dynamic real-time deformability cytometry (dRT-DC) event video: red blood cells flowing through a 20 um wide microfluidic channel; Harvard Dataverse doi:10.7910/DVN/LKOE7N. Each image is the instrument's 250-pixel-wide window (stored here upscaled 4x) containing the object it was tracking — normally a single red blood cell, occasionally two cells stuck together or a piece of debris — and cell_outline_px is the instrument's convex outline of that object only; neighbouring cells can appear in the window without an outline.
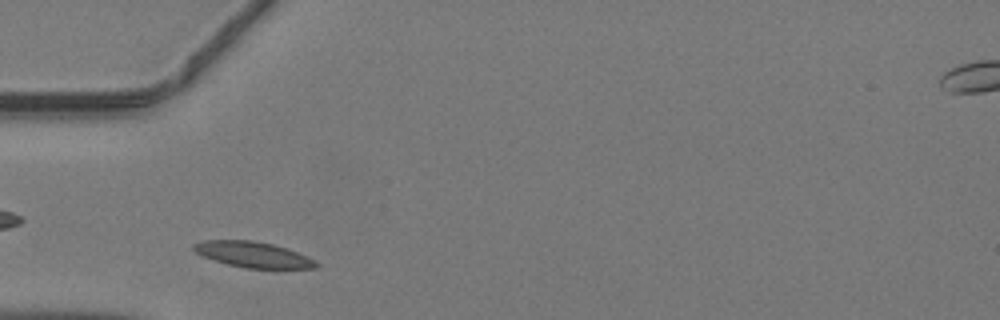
{"species": "common noctule bat (a hibernating species)", "species_latin": "Nyctalus noctula", "temperature_condition": "warm", "stored_images_in_passage": 33, "camera_frame_rate_fps": 3000, "um_per_image_px": 0.085, "animal": {"sex": "male", "body_mass_g": 19.2, "forearm_length_mm": 51.8}, "frame": {"image": 1, "passage_image": 2, "time_ms": 0.333, "image_size_px": [1000, 320], "cell_outline_px": [[320, 268], [244, 268], [228, 264], [204, 256], [196, 252], [192, 248], [192, 244], [204, 240], [252, 240], [272, 244], [288, 248], [316, 260], [320, 264]], "centroid_in_image_um": [21.56, 21.63], "position_along_channel_um": 63.4, "area_um2": 18.32}}
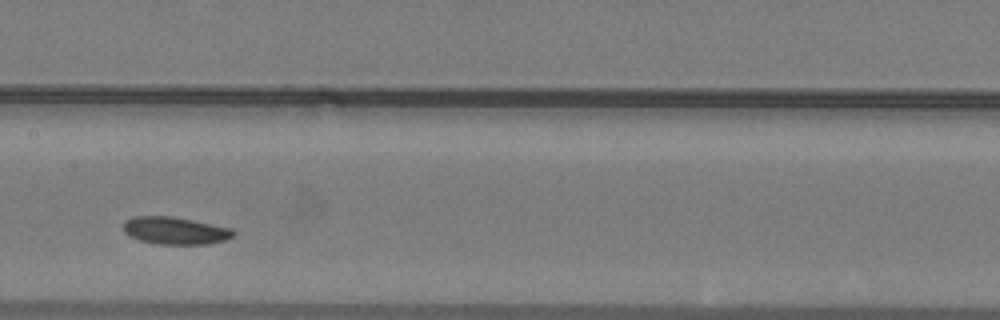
{"frame": {"image": 2, "passage_image": 11, "time_ms": 3.333, "image_size_px": [1000, 320], "cell_outline_px": [[236, 232], [232, 236], [224, 240], [208, 244], [156, 244], [140, 240], [124, 232], [124, 220], [132, 216], [172, 216], [232, 228]], "centroid_in_image_um": [14.88, 19.59], "position_along_channel_um": 192.5, "area_um2": 17.51}}
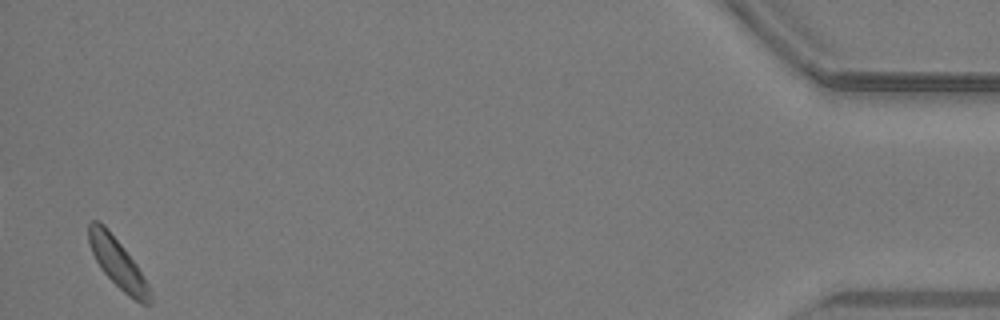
{"frame": {"image": 3, "passage_image": 33, "time_ms": 10.667, "image_size_px": [1000, 320], "cell_outline_px": [[152, 304], [140, 304], [128, 296], [100, 268], [92, 252], [88, 240], [88, 224], [92, 220], [100, 220], [108, 228], [124, 248], [136, 264], [148, 284], [152, 292]], "centroid_in_image_um": [10.02, 22.36], "position_along_channel_um": 425.2, "area_um2": 17.69}}